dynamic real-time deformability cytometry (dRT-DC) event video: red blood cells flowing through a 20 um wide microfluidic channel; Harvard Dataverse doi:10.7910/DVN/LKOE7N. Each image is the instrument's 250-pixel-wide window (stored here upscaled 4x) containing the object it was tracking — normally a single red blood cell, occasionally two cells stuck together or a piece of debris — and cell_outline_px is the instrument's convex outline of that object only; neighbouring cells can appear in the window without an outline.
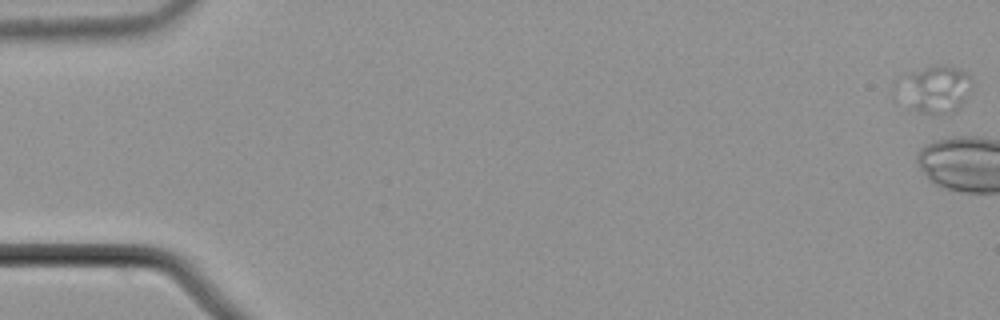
{"species": "common noctule bat (a hibernating species)", "species_latin": "Nyctalus noctula", "temperature_condition": "cold", "stored_images_in_passage": 9, "camera_frame_rate_fps": 3000, "um_per_image_px": 0.085, "animal": {"sex": "male", "body_mass_g": 21.5, "forearm_length_mm": 52.0}, "frame": {"image": 1, "passage_image": 1, "time_ms": 0.0, "image_size_px": [1000, 320], "cell_outline_px": [[972, 84], [960, 108], [952, 112], [940, 116], [932, 116], [908, 108], [892, 100], [892, 88], [908, 76], [916, 72], [928, 68], [960, 68], [968, 72], [972, 76]], "centroid_in_image_um": [79.37, 7.7], "position_along_channel_um": 5.6, "area_um2": 20.98}}